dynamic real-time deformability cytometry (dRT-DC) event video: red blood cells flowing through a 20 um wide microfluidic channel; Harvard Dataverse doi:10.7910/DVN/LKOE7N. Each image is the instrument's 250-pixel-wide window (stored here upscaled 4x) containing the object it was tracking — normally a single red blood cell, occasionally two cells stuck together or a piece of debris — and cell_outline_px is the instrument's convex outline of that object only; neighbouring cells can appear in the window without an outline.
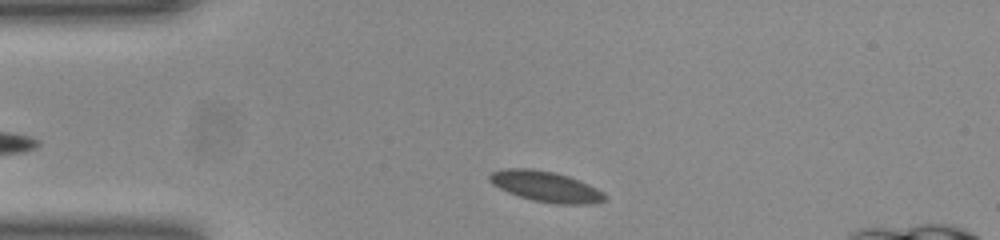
{"species": "common noctule bat (a hibernating species)", "species_latin": "Nyctalus noctula", "temperature_condition": "room temperature", "stored_images_in_passage": 40, "camera_frame_rate_fps": 3000, "um_per_image_px": 0.085, "animal": {"sex": "female", "body_mass_g": 23.0, "forearm_length_mm": 53.4}, "frame": {"image": 1, "passage_image": 3, "time_ms": 0.667, "image_size_px": [1000, 240], "cell_outline_px": [[608, 196], [604, 200], [596, 204], [556, 204], [532, 200], [508, 192], [492, 184], [488, 180], [488, 176], [492, 172], [504, 168], [532, 168], [552, 172], [568, 176], [580, 180], [604, 192]], "centroid_in_image_um": [46.41, 15.85], "position_along_channel_um": 38.6, "area_um2": 20.63}}
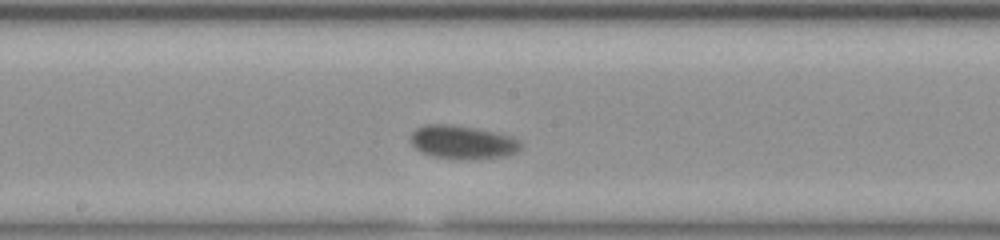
{"frame": {"image": 2, "passage_image": 19, "time_ms": 6.0, "image_size_px": [1000, 240], "cell_outline_px": [[520, 148], [516, 152], [508, 156], [472, 160], [460, 160], [432, 156], [420, 152], [408, 140], [408, 136], [416, 128], [424, 124], [452, 124], [476, 128], [496, 132], [512, 136], [520, 140]], "centroid_in_image_um": [39.29, 12.09], "position_along_channel_um": 208.9, "area_um2": 22.08}}
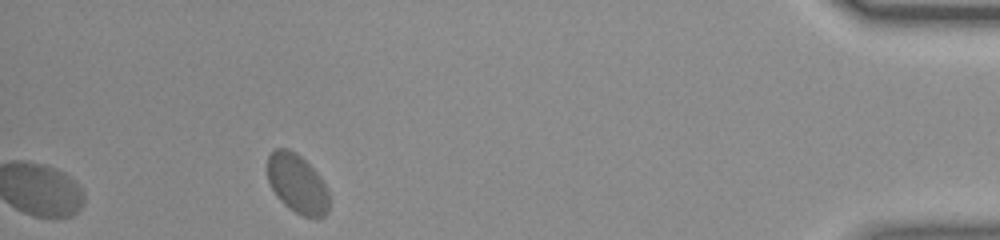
{"frame": {"image": 3, "passage_image": 40, "time_ms": 13.0, "image_size_px": [1000, 240], "cell_outline_px": [[328, 212], [324, 216], [304, 216], [288, 208], [276, 196], [268, 180], [268, 156], [276, 148], [288, 148], [296, 152], [320, 176], [328, 188]], "centroid_in_image_um": [25.26, 15.6], "position_along_channel_um": 409.9, "area_um2": 21.04}}